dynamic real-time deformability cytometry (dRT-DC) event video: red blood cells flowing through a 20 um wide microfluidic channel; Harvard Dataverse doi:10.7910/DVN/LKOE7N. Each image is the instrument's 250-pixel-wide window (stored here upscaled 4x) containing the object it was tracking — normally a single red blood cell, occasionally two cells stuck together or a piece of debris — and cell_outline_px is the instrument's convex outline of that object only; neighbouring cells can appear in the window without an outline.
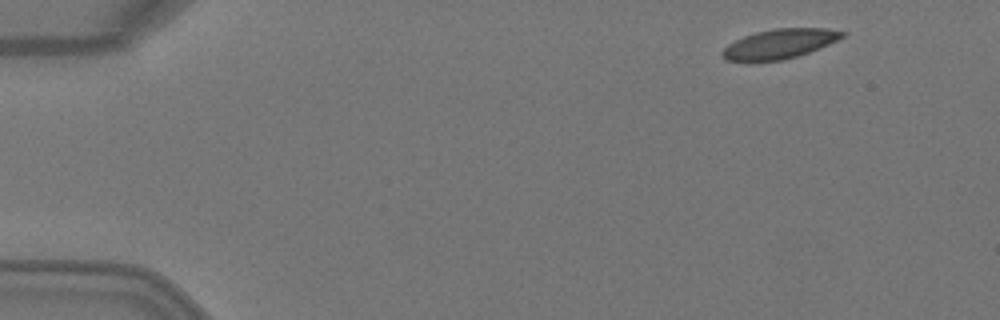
{"species": "Egyptian fruit bat (a non-hibernating species)", "species_latin": "Rousettus aegyptiacus", "temperature_condition": "warm", "stored_images_in_passage": 4, "camera_frame_rate_fps": 3000, "um_per_image_px": 0.085, "animal": {"sex": "female"}, "frame": {"image": 1, "passage_image": 1, "time_ms": 0.0, "image_size_px": [1000, 320], "cell_outline_px": [[848, 32], [844, 36], [828, 44], [808, 52], [796, 56], [780, 60], [728, 60], [720, 52], [728, 44], [744, 36], [756, 32], [772, 28], [828, 28]], "centroid_in_image_um": [66.3, 3.69], "position_along_channel_um": 18.7, "area_um2": 20.23}}